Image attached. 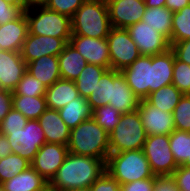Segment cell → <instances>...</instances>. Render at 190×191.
Here are the masks:
<instances>
[{
    "label": "cell",
    "instance_id": "obj_25",
    "mask_svg": "<svg viewBox=\"0 0 190 191\" xmlns=\"http://www.w3.org/2000/svg\"><path fill=\"white\" fill-rule=\"evenodd\" d=\"M58 111L63 121L70 129L77 127L84 120L92 118L93 112L88 100L82 96L71 100V102L67 103Z\"/></svg>",
    "mask_w": 190,
    "mask_h": 191
},
{
    "label": "cell",
    "instance_id": "obj_31",
    "mask_svg": "<svg viewBox=\"0 0 190 191\" xmlns=\"http://www.w3.org/2000/svg\"><path fill=\"white\" fill-rule=\"evenodd\" d=\"M169 145L177 166L190 162V132L174 130L169 135Z\"/></svg>",
    "mask_w": 190,
    "mask_h": 191
},
{
    "label": "cell",
    "instance_id": "obj_34",
    "mask_svg": "<svg viewBox=\"0 0 190 191\" xmlns=\"http://www.w3.org/2000/svg\"><path fill=\"white\" fill-rule=\"evenodd\" d=\"M121 112L110 105H104L93 109L92 117L96 123L110 134L119 123Z\"/></svg>",
    "mask_w": 190,
    "mask_h": 191
},
{
    "label": "cell",
    "instance_id": "obj_42",
    "mask_svg": "<svg viewBox=\"0 0 190 191\" xmlns=\"http://www.w3.org/2000/svg\"><path fill=\"white\" fill-rule=\"evenodd\" d=\"M179 191H190V167L178 166L172 174Z\"/></svg>",
    "mask_w": 190,
    "mask_h": 191
},
{
    "label": "cell",
    "instance_id": "obj_23",
    "mask_svg": "<svg viewBox=\"0 0 190 191\" xmlns=\"http://www.w3.org/2000/svg\"><path fill=\"white\" fill-rule=\"evenodd\" d=\"M48 185L32 166L1 184L3 191H43Z\"/></svg>",
    "mask_w": 190,
    "mask_h": 191
},
{
    "label": "cell",
    "instance_id": "obj_52",
    "mask_svg": "<svg viewBox=\"0 0 190 191\" xmlns=\"http://www.w3.org/2000/svg\"><path fill=\"white\" fill-rule=\"evenodd\" d=\"M69 191H92L91 187H80Z\"/></svg>",
    "mask_w": 190,
    "mask_h": 191
},
{
    "label": "cell",
    "instance_id": "obj_24",
    "mask_svg": "<svg viewBox=\"0 0 190 191\" xmlns=\"http://www.w3.org/2000/svg\"><path fill=\"white\" fill-rule=\"evenodd\" d=\"M61 79L74 81L88 64L83 56L68 43L58 55Z\"/></svg>",
    "mask_w": 190,
    "mask_h": 191
},
{
    "label": "cell",
    "instance_id": "obj_6",
    "mask_svg": "<svg viewBox=\"0 0 190 191\" xmlns=\"http://www.w3.org/2000/svg\"><path fill=\"white\" fill-rule=\"evenodd\" d=\"M29 34L62 38L67 43L72 35L71 18L46 6H34L25 11Z\"/></svg>",
    "mask_w": 190,
    "mask_h": 191
},
{
    "label": "cell",
    "instance_id": "obj_48",
    "mask_svg": "<svg viewBox=\"0 0 190 191\" xmlns=\"http://www.w3.org/2000/svg\"><path fill=\"white\" fill-rule=\"evenodd\" d=\"M190 4V0H166L165 7L172 12L179 11Z\"/></svg>",
    "mask_w": 190,
    "mask_h": 191
},
{
    "label": "cell",
    "instance_id": "obj_44",
    "mask_svg": "<svg viewBox=\"0 0 190 191\" xmlns=\"http://www.w3.org/2000/svg\"><path fill=\"white\" fill-rule=\"evenodd\" d=\"M171 45L175 57L190 65V39L176 42Z\"/></svg>",
    "mask_w": 190,
    "mask_h": 191
},
{
    "label": "cell",
    "instance_id": "obj_13",
    "mask_svg": "<svg viewBox=\"0 0 190 191\" xmlns=\"http://www.w3.org/2000/svg\"><path fill=\"white\" fill-rule=\"evenodd\" d=\"M68 154L67 145L44 143L36 153L31 166L48 182L56 175Z\"/></svg>",
    "mask_w": 190,
    "mask_h": 191
},
{
    "label": "cell",
    "instance_id": "obj_38",
    "mask_svg": "<svg viewBox=\"0 0 190 191\" xmlns=\"http://www.w3.org/2000/svg\"><path fill=\"white\" fill-rule=\"evenodd\" d=\"M86 0H48L45 6L60 14L72 18L74 13Z\"/></svg>",
    "mask_w": 190,
    "mask_h": 191
},
{
    "label": "cell",
    "instance_id": "obj_50",
    "mask_svg": "<svg viewBox=\"0 0 190 191\" xmlns=\"http://www.w3.org/2000/svg\"><path fill=\"white\" fill-rule=\"evenodd\" d=\"M148 8L165 7L166 0H143Z\"/></svg>",
    "mask_w": 190,
    "mask_h": 191
},
{
    "label": "cell",
    "instance_id": "obj_11",
    "mask_svg": "<svg viewBox=\"0 0 190 191\" xmlns=\"http://www.w3.org/2000/svg\"><path fill=\"white\" fill-rule=\"evenodd\" d=\"M127 30L131 39L136 43L141 56L158 55L171 48L169 40L164 35L143 21L129 26Z\"/></svg>",
    "mask_w": 190,
    "mask_h": 191
},
{
    "label": "cell",
    "instance_id": "obj_16",
    "mask_svg": "<svg viewBox=\"0 0 190 191\" xmlns=\"http://www.w3.org/2000/svg\"><path fill=\"white\" fill-rule=\"evenodd\" d=\"M68 43L62 38L27 35L21 50L22 59L29 63L42 56H58Z\"/></svg>",
    "mask_w": 190,
    "mask_h": 191
},
{
    "label": "cell",
    "instance_id": "obj_32",
    "mask_svg": "<svg viewBox=\"0 0 190 191\" xmlns=\"http://www.w3.org/2000/svg\"><path fill=\"white\" fill-rule=\"evenodd\" d=\"M190 39V4L173 12L170 44Z\"/></svg>",
    "mask_w": 190,
    "mask_h": 191
},
{
    "label": "cell",
    "instance_id": "obj_30",
    "mask_svg": "<svg viewBox=\"0 0 190 191\" xmlns=\"http://www.w3.org/2000/svg\"><path fill=\"white\" fill-rule=\"evenodd\" d=\"M105 67L88 63L80 75L74 80L79 95L88 98L101 76L107 71Z\"/></svg>",
    "mask_w": 190,
    "mask_h": 191
},
{
    "label": "cell",
    "instance_id": "obj_15",
    "mask_svg": "<svg viewBox=\"0 0 190 191\" xmlns=\"http://www.w3.org/2000/svg\"><path fill=\"white\" fill-rule=\"evenodd\" d=\"M138 113L147 136L149 135H170L175 130L173 113L161 111L152 106L145 99L138 104Z\"/></svg>",
    "mask_w": 190,
    "mask_h": 191
},
{
    "label": "cell",
    "instance_id": "obj_20",
    "mask_svg": "<svg viewBox=\"0 0 190 191\" xmlns=\"http://www.w3.org/2000/svg\"><path fill=\"white\" fill-rule=\"evenodd\" d=\"M139 101L140 99L132 92L121 71L114 70L113 103L108 105L123 114L136 111Z\"/></svg>",
    "mask_w": 190,
    "mask_h": 191
},
{
    "label": "cell",
    "instance_id": "obj_22",
    "mask_svg": "<svg viewBox=\"0 0 190 191\" xmlns=\"http://www.w3.org/2000/svg\"><path fill=\"white\" fill-rule=\"evenodd\" d=\"M76 84L72 80L59 79L45 92L47 108L59 110L71 100L79 97Z\"/></svg>",
    "mask_w": 190,
    "mask_h": 191
},
{
    "label": "cell",
    "instance_id": "obj_36",
    "mask_svg": "<svg viewBox=\"0 0 190 191\" xmlns=\"http://www.w3.org/2000/svg\"><path fill=\"white\" fill-rule=\"evenodd\" d=\"M176 130L190 132V97L183 94L173 111Z\"/></svg>",
    "mask_w": 190,
    "mask_h": 191
},
{
    "label": "cell",
    "instance_id": "obj_14",
    "mask_svg": "<svg viewBox=\"0 0 190 191\" xmlns=\"http://www.w3.org/2000/svg\"><path fill=\"white\" fill-rule=\"evenodd\" d=\"M69 43L83 56L87 63L111 69L107 38H91L71 35Z\"/></svg>",
    "mask_w": 190,
    "mask_h": 191
},
{
    "label": "cell",
    "instance_id": "obj_5",
    "mask_svg": "<svg viewBox=\"0 0 190 191\" xmlns=\"http://www.w3.org/2000/svg\"><path fill=\"white\" fill-rule=\"evenodd\" d=\"M106 171L120 185L154 176L142 149L110 153L106 162Z\"/></svg>",
    "mask_w": 190,
    "mask_h": 191
},
{
    "label": "cell",
    "instance_id": "obj_51",
    "mask_svg": "<svg viewBox=\"0 0 190 191\" xmlns=\"http://www.w3.org/2000/svg\"><path fill=\"white\" fill-rule=\"evenodd\" d=\"M48 0H27V10L34 6H45Z\"/></svg>",
    "mask_w": 190,
    "mask_h": 191
},
{
    "label": "cell",
    "instance_id": "obj_1",
    "mask_svg": "<svg viewBox=\"0 0 190 191\" xmlns=\"http://www.w3.org/2000/svg\"><path fill=\"white\" fill-rule=\"evenodd\" d=\"M174 52L140 56L121 73L132 92L141 100L161 87L171 85L173 79Z\"/></svg>",
    "mask_w": 190,
    "mask_h": 191
},
{
    "label": "cell",
    "instance_id": "obj_29",
    "mask_svg": "<svg viewBox=\"0 0 190 191\" xmlns=\"http://www.w3.org/2000/svg\"><path fill=\"white\" fill-rule=\"evenodd\" d=\"M12 107L28 120H37L47 109L45 96L12 95Z\"/></svg>",
    "mask_w": 190,
    "mask_h": 191
},
{
    "label": "cell",
    "instance_id": "obj_49",
    "mask_svg": "<svg viewBox=\"0 0 190 191\" xmlns=\"http://www.w3.org/2000/svg\"><path fill=\"white\" fill-rule=\"evenodd\" d=\"M10 5L19 7L23 12L27 10V0H4Z\"/></svg>",
    "mask_w": 190,
    "mask_h": 191
},
{
    "label": "cell",
    "instance_id": "obj_18",
    "mask_svg": "<svg viewBox=\"0 0 190 191\" xmlns=\"http://www.w3.org/2000/svg\"><path fill=\"white\" fill-rule=\"evenodd\" d=\"M28 33V21L23 12L16 20L0 25V50L21 52Z\"/></svg>",
    "mask_w": 190,
    "mask_h": 191
},
{
    "label": "cell",
    "instance_id": "obj_46",
    "mask_svg": "<svg viewBox=\"0 0 190 191\" xmlns=\"http://www.w3.org/2000/svg\"><path fill=\"white\" fill-rule=\"evenodd\" d=\"M12 109V91H0V122Z\"/></svg>",
    "mask_w": 190,
    "mask_h": 191
},
{
    "label": "cell",
    "instance_id": "obj_12",
    "mask_svg": "<svg viewBox=\"0 0 190 191\" xmlns=\"http://www.w3.org/2000/svg\"><path fill=\"white\" fill-rule=\"evenodd\" d=\"M112 27L127 29L142 21L147 9L143 0H106Z\"/></svg>",
    "mask_w": 190,
    "mask_h": 191
},
{
    "label": "cell",
    "instance_id": "obj_39",
    "mask_svg": "<svg viewBox=\"0 0 190 191\" xmlns=\"http://www.w3.org/2000/svg\"><path fill=\"white\" fill-rule=\"evenodd\" d=\"M28 119L13 107L0 122V131H16L23 129Z\"/></svg>",
    "mask_w": 190,
    "mask_h": 191
},
{
    "label": "cell",
    "instance_id": "obj_40",
    "mask_svg": "<svg viewBox=\"0 0 190 191\" xmlns=\"http://www.w3.org/2000/svg\"><path fill=\"white\" fill-rule=\"evenodd\" d=\"M120 184L105 171L90 187L92 191H120Z\"/></svg>",
    "mask_w": 190,
    "mask_h": 191
},
{
    "label": "cell",
    "instance_id": "obj_2",
    "mask_svg": "<svg viewBox=\"0 0 190 191\" xmlns=\"http://www.w3.org/2000/svg\"><path fill=\"white\" fill-rule=\"evenodd\" d=\"M105 171L103 160L68 152L49 186L56 191L90 187Z\"/></svg>",
    "mask_w": 190,
    "mask_h": 191
},
{
    "label": "cell",
    "instance_id": "obj_26",
    "mask_svg": "<svg viewBox=\"0 0 190 191\" xmlns=\"http://www.w3.org/2000/svg\"><path fill=\"white\" fill-rule=\"evenodd\" d=\"M114 69L107 70L98 81L91 95L87 98L91 109L113 103Z\"/></svg>",
    "mask_w": 190,
    "mask_h": 191
},
{
    "label": "cell",
    "instance_id": "obj_3",
    "mask_svg": "<svg viewBox=\"0 0 190 191\" xmlns=\"http://www.w3.org/2000/svg\"><path fill=\"white\" fill-rule=\"evenodd\" d=\"M68 152L107 162L110 154L109 134L92 118L71 129Z\"/></svg>",
    "mask_w": 190,
    "mask_h": 191
},
{
    "label": "cell",
    "instance_id": "obj_47",
    "mask_svg": "<svg viewBox=\"0 0 190 191\" xmlns=\"http://www.w3.org/2000/svg\"><path fill=\"white\" fill-rule=\"evenodd\" d=\"M12 149L6 135L0 132V159L12 154Z\"/></svg>",
    "mask_w": 190,
    "mask_h": 191
},
{
    "label": "cell",
    "instance_id": "obj_8",
    "mask_svg": "<svg viewBox=\"0 0 190 191\" xmlns=\"http://www.w3.org/2000/svg\"><path fill=\"white\" fill-rule=\"evenodd\" d=\"M6 135L12 152L32 162L39 148L46 143L44 132L37 120H28L23 129L0 131Z\"/></svg>",
    "mask_w": 190,
    "mask_h": 191
},
{
    "label": "cell",
    "instance_id": "obj_53",
    "mask_svg": "<svg viewBox=\"0 0 190 191\" xmlns=\"http://www.w3.org/2000/svg\"><path fill=\"white\" fill-rule=\"evenodd\" d=\"M43 191H56L55 189L51 188L49 185Z\"/></svg>",
    "mask_w": 190,
    "mask_h": 191
},
{
    "label": "cell",
    "instance_id": "obj_45",
    "mask_svg": "<svg viewBox=\"0 0 190 191\" xmlns=\"http://www.w3.org/2000/svg\"><path fill=\"white\" fill-rule=\"evenodd\" d=\"M153 191H179L172 175L155 176Z\"/></svg>",
    "mask_w": 190,
    "mask_h": 191
},
{
    "label": "cell",
    "instance_id": "obj_33",
    "mask_svg": "<svg viewBox=\"0 0 190 191\" xmlns=\"http://www.w3.org/2000/svg\"><path fill=\"white\" fill-rule=\"evenodd\" d=\"M30 166V161L14 153L0 159V184L12 179Z\"/></svg>",
    "mask_w": 190,
    "mask_h": 191
},
{
    "label": "cell",
    "instance_id": "obj_10",
    "mask_svg": "<svg viewBox=\"0 0 190 191\" xmlns=\"http://www.w3.org/2000/svg\"><path fill=\"white\" fill-rule=\"evenodd\" d=\"M111 69L122 71L141 56L127 29L112 27L107 36Z\"/></svg>",
    "mask_w": 190,
    "mask_h": 191
},
{
    "label": "cell",
    "instance_id": "obj_19",
    "mask_svg": "<svg viewBox=\"0 0 190 191\" xmlns=\"http://www.w3.org/2000/svg\"><path fill=\"white\" fill-rule=\"evenodd\" d=\"M46 139V143L67 145L71 129L61 118L59 111L47 108L37 119Z\"/></svg>",
    "mask_w": 190,
    "mask_h": 191
},
{
    "label": "cell",
    "instance_id": "obj_9",
    "mask_svg": "<svg viewBox=\"0 0 190 191\" xmlns=\"http://www.w3.org/2000/svg\"><path fill=\"white\" fill-rule=\"evenodd\" d=\"M142 150L155 176L172 175L178 168L170 149L169 135L147 136Z\"/></svg>",
    "mask_w": 190,
    "mask_h": 191
},
{
    "label": "cell",
    "instance_id": "obj_27",
    "mask_svg": "<svg viewBox=\"0 0 190 191\" xmlns=\"http://www.w3.org/2000/svg\"><path fill=\"white\" fill-rule=\"evenodd\" d=\"M173 12L166 7H152L146 9L142 21L164 35L169 41L172 33Z\"/></svg>",
    "mask_w": 190,
    "mask_h": 191
},
{
    "label": "cell",
    "instance_id": "obj_4",
    "mask_svg": "<svg viewBox=\"0 0 190 191\" xmlns=\"http://www.w3.org/2000/svg\"><path fill=\"white\" fill-rule=\"evenodd\" d=\"M72 34L107 38L112 28L106 0H86L71 18Z\"/></svg>",
    "mask_w": 190,
    "mask_h": 191
},
{
    "label": "cell",
    "instance_id": "obj_43",
    "mask_svg": "<svg viewBox=\"0 0 190 191\" xmlns=\"http://www.w3.org/2000/svg\"><path fill=\"white\" fill-rule=\"evenodd\" d=\"M155 175L152 178L136 180L120 186V191H153Z\"/></svg>",
    "mask_w": 190,
    "mask_h": 191
},
{
    "label": "cell",
    "instance_id": "obj_7",
    "mask_svg": "<svg viewBox=\"0 0 190 191\" xmlns=\"http://www.w3.org/2000/svg\"><path fill=\"white\" fill-rule=\"evenodd\" d=\"M146 138L138 110L123 113L119 123L109 134L110 153L143 149Z\"/></svg>",
    "mask_w": 190,
    "mask_h": 191
},
{
    "label": "cell",
    "instance_id": "obj_28",
    "mask_svg": "<svg viewBox=\"0 0 190 191\" xmlns=\"http://www.w3.org/2000/svg\"><path fill=\"white\" fill-rule=\"evenodd\" d=\"M182 96L183 93L171 84L150 93L145 100L152 106L161 109L162 112L173 113Z\"/></svg>",
    "mask_w": 190,
    "mask_h": 191
},
{
    "label": "cell",
    "instance_id": "obj_21",
    "mask_svg": "<svg viewBox=\"0 0 190 191\" xmlns=\"http://www.w3.org/2000/svg\"><path fill=\"white\" fill-rule=\"evenodd\" d=\"M27 72L41 81L46 88L61 79L58 56H42L27 63Z\"/></svg>",
    "mask_w": 190,
    "mask_h": 191
},
{
    "label": "cell",
    "instance_id": "obj_35",
    "mask_svg": "<svg viewBox=\"0 0 190 191\" xmlns=\"http://www.w3.org/2000/svg\"><path fill=\"white\" fill-rule=\"evenodd\" d=\"M46 89L41 81L26 71L16 88L12 91V95L45 96Z\"/></svg>",
    "mask_w": 190,
    "mask_h": 191
},
{
    "label": "cell",
    "instance_id": "obj_17",
    "mask_svg": "<svg viewBox=\"0 0 190 191\" xmlns=\"http://www.w3.org/2000/svg\"><path fill=\"white\" fill-rule=\"evenodd\" d=\"M26 71L21 52L0 50V85L4 90L13 91Z\"/></svg>",
    "mask_w": 190,
    "mask_h": 191
},
{
    "label": "cell",
    "instance_id": "obj_41",
    "mask_svg": "<svg viewBox=\"0 0 190 191\" xmlns=\"http://www.w3.org/2000/svg\"><path fill=\"white\" fill-rule=\"evenodd\" d=\"M23 11L17 7L0 0V25L16 20Z\"/></svg>",
    "mask_w": 190,
    "mask_h": 191
},
{
    "label": "cell",
    "instance_id": "obj_37",
    "mask_svg": "<svg viewBox=\"0 0 190 191\" xmlns=\"http://www.w3.org/2000/svg\"><path fill=\"white\" fill-rule=\"evenodd\" d=\"M172 84L183 94L190 93V65L174 58Z\"/></svg>",
    "mask_w": 190,
    "mask_h": 191
}]
</instances>
